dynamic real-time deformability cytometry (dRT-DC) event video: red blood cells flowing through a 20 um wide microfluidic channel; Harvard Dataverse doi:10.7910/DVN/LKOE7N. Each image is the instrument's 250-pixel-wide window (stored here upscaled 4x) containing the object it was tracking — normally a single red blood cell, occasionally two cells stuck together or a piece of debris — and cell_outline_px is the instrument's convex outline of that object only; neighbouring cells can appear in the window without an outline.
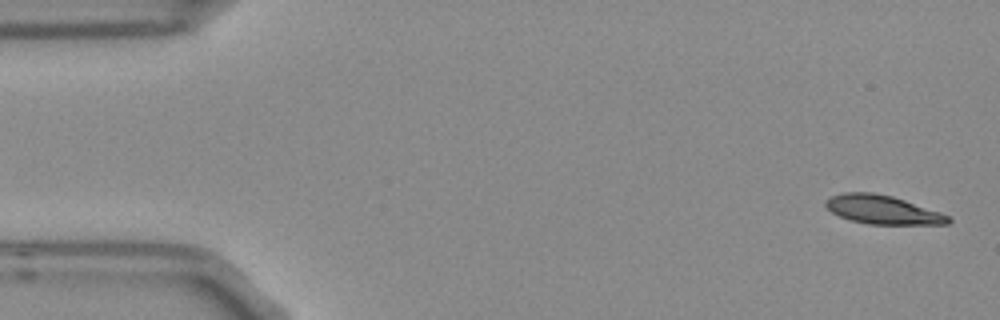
{"species": "Egyptian fruit bat (a non-hibernating species)", "species_latin": "Rousettus aegyptiacus", "temperature_condition": "room temperature", "stored_images_in_passage": 4, "camera_frame_rate_fps": 3000, "um_per_image_px": 0.085, "frame": {"image": 1, "passage_image": 1, "time_ms": 0.0, "image_size_px": [1000, 320], "cell_outline_px": [[952, 220], [948, 224], [868, 224], [852, 220], [840, 216], [832, 212], [824, 204], [824, 200], [832, 196], [844, 192], [872, 192], [892, 196], [940, 212], [948, 216]], "centroid_in_image_um": [75.0, 17.82], "position_along_channel_um": 10.0, "area_um2": 20.29}}
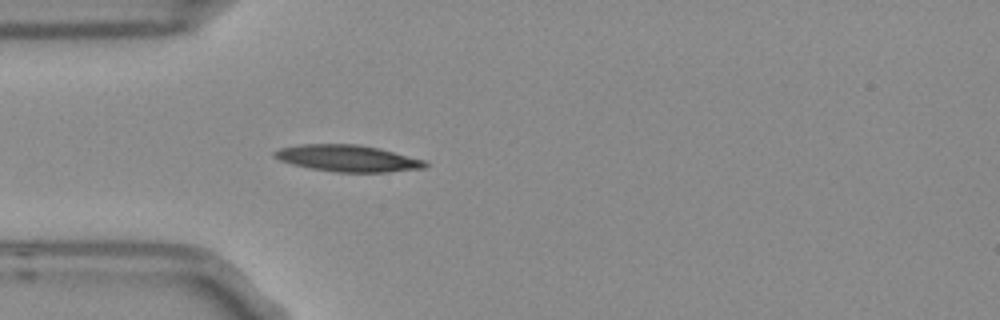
{"frame": {"image": 2, "passage_image": 4, "time_ms": 1.0, "image_size_px": [1000, 320], "cell_outline_px": [[428, 164], [424, 168], [388, 172], [336, 172], [312, 168], [292, 164], [280, 160], [272, 156], [272, 152], [280, 148], [300, 144], [356, 144], [380, 148], [424, 160]], "centroid_in_image_um": [29.53, 13.45], "position_along_channel_um": 55.5, "area_um2": 23.29}}